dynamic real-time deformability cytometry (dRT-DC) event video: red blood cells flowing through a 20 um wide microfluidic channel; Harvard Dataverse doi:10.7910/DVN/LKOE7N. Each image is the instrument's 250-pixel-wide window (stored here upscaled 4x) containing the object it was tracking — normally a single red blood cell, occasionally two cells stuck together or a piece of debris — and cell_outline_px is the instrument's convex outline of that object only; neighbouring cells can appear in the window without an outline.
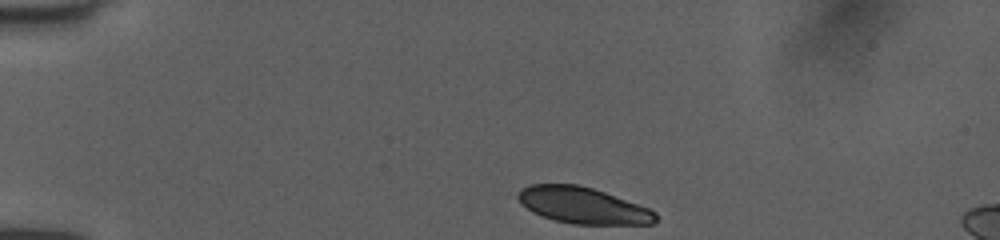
{"species": "human", "species_latin": "Homo sapiens", "temperature_condition": "room temperature", "stored_images_in_passage": 41, "camera_frame_rate_fps": 3000, "um_per_image_px": 0.085, "donor": {"sex": "female"}, "frame": {"image": 1, "passage_image": 1, "time_ms": 0.0, "image_size_px": [1000, 240], "cell_outline_px": [[656, 220], [652, 224], [572, 224], [556, 220], [532, 212], [520, 204], [516, 196], [516, 192], [528, 184], [576, 184], [592, 188], [604, 192], [648, 208], [656, 212]], "centroid_in_image_um": [49.48, 17.45], "position_along_channel_um": 35.5, "area_um2": 29.02}}
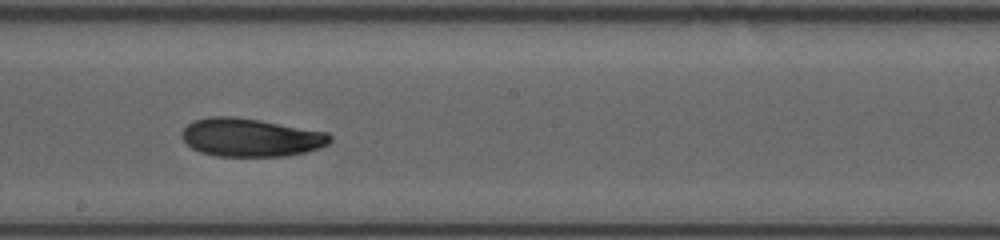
{"frame": {"image": 2, "passage_image": 20, "time_ms": 6.333, "image_size_px": [1000, 240], "cell_outline_px": [[332, 140], [328, 144], [320, 148], [308, 152], [288, 156], [216, 156], [200, 152], [192, 148], [180, 136], [180, 132], [192, 120], [212, 116], [232, 116], [260, 120], [328, 132], [332, 136]], "centroid_in_image_um": [21.32, 11.68], "position_along_channel_um": 226.9, "area_um2": 33.35}}
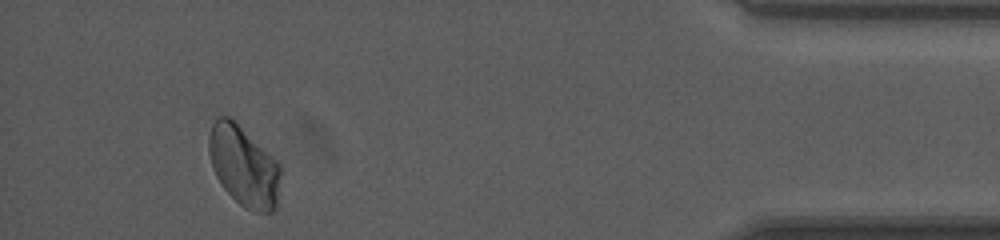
{"frame": {"image": 3, "passage_image": 38, "time_ms": 12.333, "image_size_px": [1000, 240], "cell_outline_px": [[280, 172], [276, 208], [272, 212], [252, 212], [244, 208], [224, 188], [216, 176], [212, 168], [208, 152], [208, 136], [212, 124], [220, 116], [228, 116], [280, 160]], "centroid_in_image_um": [20.73, 14.12], "position_along_channel_um": 414.5, "area_um2": 33.81}, "authors_computed_cell_mechanics": {"area_um2": 32.7148, "velocity_mm_per_s": 3.994, "shape_relaxation_time_tau1_ms": 4.1394, "shape_relaxation_time_tau2_ms": 5.9391, "deformation_change_tau1": 0.1069, "deformation_change_tau2": 0.052}}